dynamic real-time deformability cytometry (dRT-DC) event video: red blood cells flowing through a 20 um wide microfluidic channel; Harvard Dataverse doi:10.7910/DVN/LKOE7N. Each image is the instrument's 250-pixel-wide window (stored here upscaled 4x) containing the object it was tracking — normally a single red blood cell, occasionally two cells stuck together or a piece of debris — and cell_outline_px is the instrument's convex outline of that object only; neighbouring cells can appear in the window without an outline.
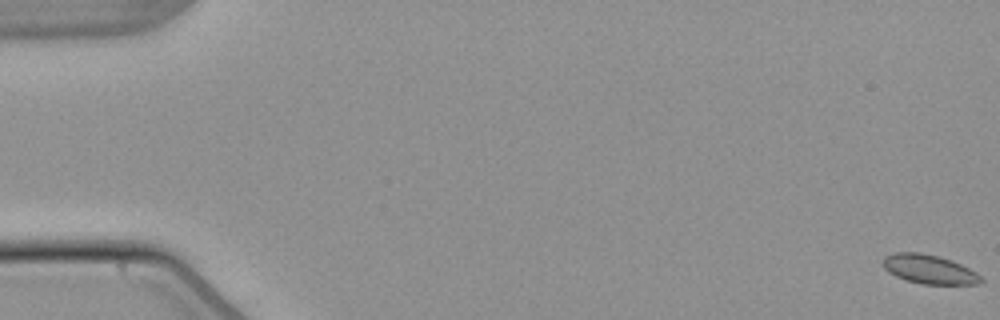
{"species": "common noctule bat (a hibernating species)", "species_latin": "Nyctalus noctula", "temperature_condition": "warm", "stored_images_in_passage": 55, "camera_frame_rate_fps": 3000, "um_per_image_px": 0.085, "animal": {"sex": "male", "body_mass_g": 21.5, "forearm_length_mm": 52.0}, "frame": {"image": 1, "passage_image": 1, "time_ms": 0.0, "image_size_px": [1000, 320], "cell_outline_px": [[984, 280], [980, 284], [920, 284], [904, 280], [888, 272], [884, 268], [884, 256], [896, 252], [920, 252], [952, 260], [976, 272]], "centroid_in_image_um": [78.97, 22.89], "position_along_channel_um": 6.0, "area_um2": 16.59}}
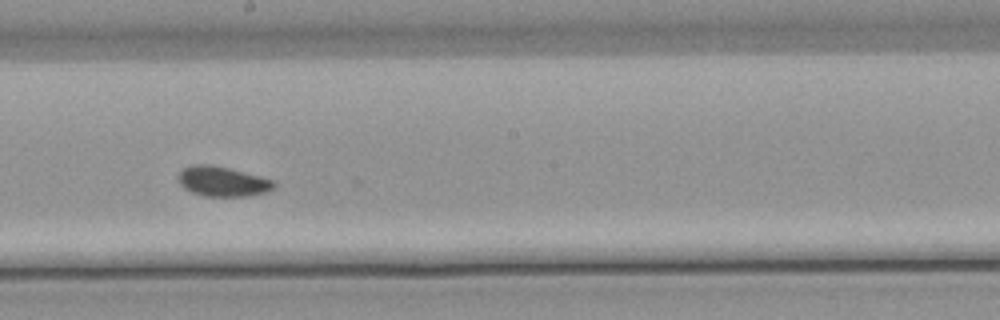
{"frame": {"image": 2, "passage_image": 32, "time_ms": 10.333, "image_size_px": [1000, 320], "cell_outline_px": [[276, 188], [268, 192], [252, 196], [204, 196], [192, 192], [184, 188], [180, 184], [176, 176], [184, 168], [192, 164], [212, 164], [260, 176], [272, 180], [276, 184]], "centroid_in_image_um": [18.93, 15.43], "position_along_channel_um": 229.3, "area_um2": 16.88}}
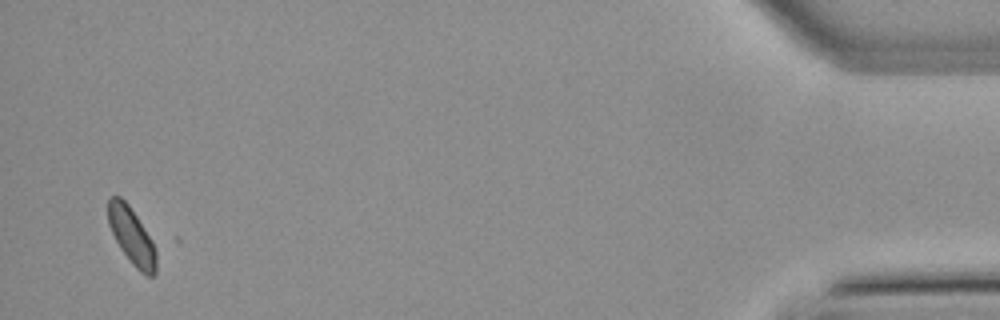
{"frame": {"image": 3, "passage_image": 54, "time_ms": 17.667, "image_size_px": [1000, 320], "cell_outline_px": [[156, 272], [152, 276], [144, 276], [132, 264], [120, 248], [108, 224], [108, 196], [120, 196], [128, 204], [152, 240], [156, 248]], "centroid_in_image_um": [11.19, 20.08], "position_along_channel_um": 424.0, "area_um2": 15.84}}